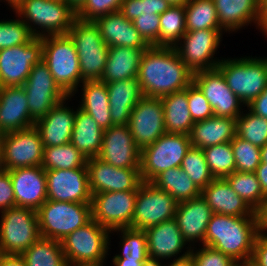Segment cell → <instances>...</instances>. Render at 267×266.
Instances as JSON below:
<instances>
[{"instance_id":"obj_1","label":"cell","mask_w":267,"mask_h":266,"mask_svg":"<svg viewBox=\"0 0 267 266\" xmlns=\"http://www.w3.org/2000/svg\"><path fill=\"white\" fill-rule=\"evenodd\" d=\"M193 74L175 47L150 46L142 54L137 78L144 96L161 98L187 88Z\"/></svg>"},{"instance_id":"obj_2","label":"cell","mask_w":267,"mask_h":266,"mask_svg":"<svg viewBox=\"0 0 267 266\" xmlns=\"http://www.w3.org/2000/svg\"><path fill=\"white\" fill-rule=\"evenodd\" d=\"M260 232L259 217H237L213 213L204 245L231 256L240 265L250 262Z\"/></svg>"},{"instance_id":"obj_3","label":"cell","mask_w":267,"mask_h":266,"mask_svg":"<svg viewBox=\"0 0 267 266\" xmlns=\"http://www.w3.org/2000/svg\"><path fill=\"white\" fill-rule=\"evenodd\" d=\"M12 11L38 38L65 35L76 19V11L65 0H22Z\"/></svg>"},{"instance_id":"obj_4","label":"cell","mask_w":267,"mask_h":266,"mask_svg":"<svg viewBox=\"0 0 267 266\" xmlns=\"http://www.w3.org/2000/svg\"><path fill=\"white\" fill-rule=\"evenodd\" d=\"M42 60L47 65L55 82L68 95L78 92L81 78L79 57L73 40L68 34L41 37Z\"/></svg>"},{"instance_id":"obj_5","label":"cell","mask_w":267,"mask_h":266,"mask_svg":"<svg viewBox=\"0 0 267 266\" xmlns=\"http://www.w3.org/2000/svg\"><path fill=\"white\" fill-rule=\"evenodd\" d=\"M110 231L91 220L77 228L62 241V250L69 266H104L109 245Z\"/></svg>"},{"instance_id":"obj_6","label":"cell","mask_w":267,"mask_h":266,"mask_svg":"<svg viewBox=\"0 0 267 266\" xmlns=\"http://www.w3.org/2000/svg\"><path fill=\"white\" fill-rule=\"evenodd\" d=\"M217 69L245 106L267 87V57L222 58Z\"/></svg>"},{"instance_id":"obj_7","label":"cell","mask_w":267,"mask_h":266,"mask_svg":"<svg viewBox=\"0 0 267 266\" xmlns=\"http://www.w3.org/2000/svg\"><path fill=\"white\" fill-rule=\"evenodd\" d=\"M36 212L41 237L58 241L92 220L91 203L46 200Z\"/></svg>"},{"instance_id":"obj_8","label":"cell","mask_w":267,"mask_h":266,"mask_svg":"<svg viewBox=\"0 0 267 266\" xmlns=\"http://www.w3.org/2000/svg\"><path fill=\"white\" fill-rule=\"evenodd\" d=\"M75 44L79 57L81 78L100 80L107 63L109 47L101 37L94 21L75 19L67 33Z\"/></svg>"},{"instance_id":"obj_9","label":"cell","mask_w":267,"mask_h":266,"mask_svg":"<svg viewBox=\"0 0 267 266\" xmlns=\"http://www.w3.org/2000/svg\"><path fill=\"white\" fill-rule=\"evenodd\" d=\"M0 214L1 254L21 255L41 237L34 209L13 207Z\"/></svg>"},{"instance_id":"obj_10","label":"cell","mask_w":267,"mask_h":266,"mask_svg":"<svg viewBox=\"0 0 267 266\" xmlns=\"http://www.w3.org/2000/svg\"><path fill=\"white\" fill-rule=\"evenodd\" d=\"M191 147L189 135L165 133L140 151V173L145 182H151L162 171L180 167Z\"/></svg>"},{"instance_id":"obj_11","label":"cell","mask_w":267,"mask_h":266,"mask_svg":"<svg viewBox=\"0 0 267 266\" xmlns=\"http://www.w3.org/2000/svg\"><path fill=\"white\" fill-rule=\"evenodd\" d=\"M177 206L178 202L169 193L143 181L137 190L131 228L145 230L174 219Z\"/></svg>"},{"instance_id":"obj_12","label":"cell","mask_w":267,"mask_h":266,"mask_svg":"<svg viewBox=\"0 0 267 266\" xmlns=\"http://www.w3.org/2000/svg\"><path fill=\"white\" fill-rule=\"evenodd\" d=\"M223 32L226 31L203 29L186 32L175 49L193 73L216 69L222 59H216L214 55L222 42Z\"/></svg>"},{"instance_id":"obj_13","label":"cell","mask_w":267,"mask_h":266,"mask_svg":"<svg viewBox=\"0 0 267 266\" xmlns=\"http://www.w3.org/2000/svg\"><path fill=\"white\" fill-rule=\"evenodd\" d=\"M4 169L41 166L44 146L35 126L1 135Z\"/></svg>"},{"instance_id":"obj_14","label":"cell","mask_w":267,"mask_h":266,"mask_svg":"<svg viewBox=\"0 0 267 266\" xmlns=\"http://www.w3.org/2000/svg\"><path fill=\"white\" fill-rule=\"evenodd\" d=\"M137 191L92 194V220L109 231L131 228Z\"/></svg>"},{"instance_id":"obj_15","label":"cell","mask_w":267,"mask_h":266,"mask_svg":"<svg viewBox=\"0 0 267 266\" xmlns=\"http://www.w3.org/2000/svg\"><path fill=\"white\" fill-rule=\"evenodd\" d=\"M23 88L34 121L45 116L56 104L68 97L55 82L43 60L32 67Z\"/></svg>"},{"instance_id":"obj_16","label":"cell","mask_w":267,"mask_h":266,"mask_svg":"<svg viewBox=\"0 0 267 266\" xmlns=\"http://www.w3.org/2000/svg\"><path fill=\"white\" fill-rule=\"evenodd\" d=\"M42 38L0 50V87L23 86L32 67L42 60Z\"/></svg>"},{"instance_id":"obj_17","label":"cell","mask_w":267,"mask_h":266,"mask_svg":"<svg viewBox=\"0 0 267 266\" xmlns=\"http://www.w3.org/2000/svg\"><path fill=\"white\" fill-rule=\"evenodd\" d=\"M141 151L166 133L161 98L143 96L131 112L127 124Z\"/></svg>"},{"instance_id":"obj_18","label":"cell","mask_w":267,"mask_h":266,"mask_svg":"<svg viewBox=\"0 0 267 266\" xmlns=\"http://www.w3.org/2000/svg\"><path fill=\"white\" fill-rule=\"evenodd\" d=\"M193 83L204 94L216 117L237 119L246 107L228 87L222 73L216 68L193 74Z\"/></svg>"},{"instance_id":"obj_19","label":"cell","mask_w":267,"mask_h":266,"mask_svg":"<svg viewBox=\"0 0 267 266\" xmlns=\"http://www.w3.org/2000/svg\"><path fill=\"white\" fill-rule=\"evenodd\" d=\"M86 166L91 194L137 191L143 182L140 169L114 167L98 157L89 158Z\"/></svg>"},{"instance_id":"obj_20","label":"cell","mask_w":267,"mask_h":266,"mask_svg":"<svg viewBox=\"0 0 267 266\" xmlns=\"http://www.w3.org/2000/svg\"><path fill=\"white\" fill-rule=\"evenodd\" d=\"M47 200L91 203L87 167L45 170Z\"/></svg>"},{"instance_id":"obj_21","label":"cell","mask_w":267,"mask_h":266,"mask_svg":"<svg viewBox=\"0 0 267 266\" xmlns=\"http://www.w3.org/2000/svg\"><path fill=\"white\" fill-rule=\"evenodd\" d=\"M98 158L114 167L140 169V150L127 125H112L104 130Z\"/></svg>"},{"instance_id":"obj_22","label":"cell","mask_w":267,"mask_h":266,"mask_svg":"<svg viewBox=\"0 0 267 266\" xmlns=\"http://www.w3.org/2000/svg\"><path fill=\"white\" fill-rule=\"evenodd\" d=\"M144 231L147 236L149 260H172L191 253L192 247L183 238L175 219L148 227ZM184 249L187 250L184 252Z\"/></svg>"},{"instance_id":"obj_23","label":"cell","mask_w":267,"mask_h":266,"mask_svg":"<svg viewBox=\"0 0 267 266\" xmlns=\"http://www.w3.org/2000/svg\"><path fill=\"white\" fill-rule=\"evenodd\" d=\"M15 195V207L37 211L47 200L46 172L41 166L8 171Z\"/></svg>"},{"instance_id":"obj_24","label":"cell","mask_w":267,"mask_h":266,"mask_svg":"<svg viewBox=\"0 0 267 266\" xmlns=\"http://www.w3.org/2000/svg\"><path fill=\"white\" fill-rule=\"evenodd\" d=\"M71 97L60 101L45 116L35 121L34 126L40 133L44 147L61 146L70 142L76 115L73 108L67 107L66 101H71Z\"/></svg>"},{"instance_id":"obj_25","label":"cell","mask_w":267,"mask_h":266,"mask_svg":"<svg viewBox=\"0 0 267 266\" xmlns=\"http://www.w3.org/2000/svg\"><path fill=\"white\" fill-rule=\"evenodd\" d=\"M34 124L23 86L0 87V135Z\"/></svg>"},{"instance_id":"obj_26","label":"cell","mask_w":267,"mask_h":266,"mask_svg":"<svg viewBox=\"0 0 267 266\" xmlns=\"http://www.w3.org/2000/svg\"><path fill=\"white\" fill-rule=\"evenodd\" d=\"M212 215V209L202 196L178 203L174 219L183 238L191 247L196 246L198 241L201 243L199 245H204L207 225Z\"/></svg>"},{"instance_id":"obj_27","label":"cell","mask_w":267,"mask_h":266,"mask_svg":"<svg viewBox=\"0 0 267 266\" xmlns=\"http://www.w3.org/2000/svg\"><path fill=\"white\" fill-rule=\"evenodd\" d=\"M201 196L213 213L237 217H259V214L237 195L225 178H214L201 190Z\"/></svg>"},{"instance_id":"obj_28","label":"cell","mask_w":267,"mask_h":266,"mask_svg":"<svg viewBox=\"0 0 267 266\" xmlns=\"http://www.w3.org/2000/svg\"><path fill=\"white\" fill-rule=\"evenodd\" d=\"M94 22L108 47H150L135 29L133 22L129 21L119 11L103 15Z\"/></svg>"},{"instance_id":"obj_29","label":"cell","mask_w":267,"mask_h":266,"mask_svg":"<svg viewBox=\"0 0 267 266\" xmlns=\"http://www.w3.org/2000/svg\"><path fill=\"white\" fill-rule=\"evenodd\" d=\"M213 3L219 24L227 33L252 23L258 29L260 0H213Z\"/></svg>"},{"instance_id":"obj_30","label":"cell","mask_w":267,"mask_h":266,"mask_svg":"<svg viewBox=\"0 0 267 266\" xmlns=\"http://www.w3.org/2000/svg\"><path fill=\"white\" fill-rule=\"evenodd\" d=\"M112 125H127L131 112L144 96L138 78L106 83Z\"/></svg>"},{"instance_id":"obj_31","label":"cell","mask_w":267,"mask_h":266,"mask_svg":"<svg viewBox=\"0 0 267 266\" xmlns=\"http://www.w3.org/2000/svg\"><path fill=\"white\" fill-rule=\"evenodd\" d=\"M236 136V119L210 117L195 122L189 133L191 146L200 149L231 142Z\"/></svg>"},{"instance_id":"obj_32","label":"cell","mask_w":267,"mask_h":266,"mask_svg":"<svg viewBox=\"0 0 267 266\" xmlns=\"http://www.w3.org/2000/svg\"><path fill=\"white\" fill-rule=\"evenodd\" d=\"M148 48L109 47L107 63L101 81L110 83L137 78L142 54Z\"/></svg>"},{"instance_id":"obj_33","label":"cell","mask_w":267,"mask_h":266,"mask_svg":"<svg viewBox=\"0 0 267 266\" xmlns=\"http://www.w3.org/2000/svg\"><path fill=\"white\" fill-rule=\"evenodd\" d=\"M79 87H82V94L78 107L91 115L103 130L109 129L112 122L106 83L101 80H84Z\"/></svg>"},{"instance_id":"obj_34","label":"cell","mask_w":267,"mask_h":266,"mask_svg":"<svg viewBox=\"0 0 267 266\" xmlns=\"http://www.w3.org/2000/svg\"><path fill=\"white\" fill-rule=\"evenodd\" d=\"M103 133L104 130L91 115L79 107L76 108L70 143L87 159L98 157L102 147Z\"/></svg>"},{"instance_id":"obj_35","label":"cell","mask_w":267,"mask_h":266,"mask_svg":"<svg viewBox=\"0 0 267 266\" xmlns=\"http://www.w3.org/2000/svg\"><path fill=\"white\" fill-rule=\"evenodd\" d=\"M166 133L189 135L194 121L187 100V88L161 97Z\"/></svg>"},{"instance_id":"obj_36","label":"cell","mask_w":267,"mask_h":266,"mask_svg":"<svg viewBox=\"0 0 267 266\" xmlns=\"http://www.w3.org/2000/svg\"><path fill=\"white\" fill-rule=\"evenodd\" d=\"M151 183L169 193L178 203L201 196V190L181 167L162 171Z\"/></svg>"},{"instance_id":"obj_37","label":"cell","mask_w":267,"mask_h":266,"mask_svg":"<svg viewBox=\"0 0 267 266\" xmlns=\"http://www.w3.org/2000/svg\"><path fill=\"white\" fill-rule=\"evenodd\" d=\"M21 256L26 266H69L61 241L40 237Z\"/></svg>"},{"instance_id":"obj_38","label":"cell","mask_w":267,"mask_h":266,"mask_svg":"<svg viewBox=\"0 0 267 266\" xmlns=\"http://www.w3.org/2000/svg\"><path fill=\"white\" fill-rule=\"evenodd\" d=\"M228 184L255 212L259 213L266 202V197L256 173L234 171L226 176Z\"/></svg>"},{"instance_id":"obj_39","label":"cell","mask_w":267,"mask_h":266,"mask_svg":"<svg viewBox=\"0 0 267 266\" xmlns=\"http://www.w3.org/2000/svg\"><path fill=\"white\" fill-rule=\"evenodd\" d=\"M185 5L169 7L160 15L158 47H175L186 33Z\"/></svg>"},{"instance_id":"obj_40","label":"cell","mask_w":267,"mask_h":266,"mask_svg":"<svg viewBox=\"0 0 267 266\" xmlns=\"http://www.w3.org/2000/svg\"><path fill=\"white\" fill-rule=\"evenodd\" d=\"M87 160L88 159L69 142L61 146L44 147L41 167L44 170H68L87 167Z\"/></svg>"},{"instance_id":"obj_41","label":"cell","mask_w":267,"mask_h":266,"mask_svg":"<svg viewBox=\"0 0 267 266\" xmlns=\"http://www.w3.org/2000/svg\"><path fill=\"white\" fill-rule=\"evenodd\" d=\"M185 14L186 32L224 30L219 24L213 0H189L185 5Z\"/></svg>"},{"instance_id":"obj_42","label":"cell","mask_w":267,"mask_h":266,"mask_svg":"<svg viewBox=\"0 0 267 266\" xmlns=\"http://www.w3.org/2000/svg\"><path fill=\"white\" fill-rule=\"evenodd\" d=\"M119 232L121 235L120 246L122 252L115 254L113 259H128L136 261H148V246H147V236L144 230H137L133 228H120L110 231Z\"/></svg>"},{"instance_id":"obj_43","label":"cell","mask_w":267,"mask_h":266,"mask_svg":"<svg viewBox=\"0 0 267 266\" xmlns=\"http://www.w3.org/2000/svg\"><path fill=\"white\" fill-rule=\"evenodd\" d=\"M236 136L259 148L265 146L267 144V119L253 114L248 109L244 110L236 119Z\"/></svg>"},{"instance_id":"obj_44","label":"cell","mask_w":267,"mask_h":266,"mask_svg":"<svg viewBox=\"0 0 267 266\" xmlns=\"http://www.w3.org/2000/svg\"><path fill=\"white\" fill-rule=\"evenodd\" d=\"M202 150L214 178H225L236 171L231 142L209 146Z\"/></svg>"},{"instance_id":"obj_45","label":"cell","mask_w":267,"mask_h":266,"mask_svg":"<svg viewBox=\"0 0 267 266\" xmlns=\"http://www.w3.org/2000/svg\"><path fill=\"white\" fill-rule=\"evenodd\" d=\"M180 167L200 190L204 189L214 179L208 168L203 150L200 148L191 146L186 152Z\"/></svg>"},{"instance_id":"obj_46","label":"cell","mask_w":267,"mask_h":266,"mask_svg":"<svg viewBox=\"0 0 267 266\" xmlns=\"http://www.w3.org/2000/svg\"><path fill=\"white\" fill-rule=\"evenodd\" d=\"M236 171L254 173L261 163V148L235 136L231 141Z\"/></svg>"},{"instance_id":"obj_47","label":"cell","mask_w":267,"mask_h":266,"mask_svg":"<svg viewBox=\"0 0 267 266\" xmlns=\"http://www.w3.org/2000/svg\"><path fill=\"white\" fill-rule=\"evenodd\" d=\"M16 19L0 20V50L28 43L34 35L16 14Z\"/></svg>"},{"instance_id":"obj_48","label":"cell","mask_w":267,"mask_h":266,"mask_svg":"<svg viewBox=\"0 0 267 266\" xmlns=\"http://www.w3.org/2000/svg\"><path fill=\"white\" fill-rule=\"evenodd\" d=\"M171 7L167 0H124L119 12L129 21H133L140 15H161Z\"/></svg>"},{"instance_id":"obj_49","label":"cell","mask_w":267,"mask_h":266,"mask_svg":"<svg viewBox=\"0 0 267 266\" xmlns=\"http://www.w3.org/2000/svg\"><path fill=\"white\" fill-rule=\"evenodd\" d=\"M124 0H85L76 11V18L82 21H95L97 18L117 12Z\"/></svg>"},{"instance_id":"obj_50","label":"cell","mask_w":267,"mask_h":266,"mask_svg":"<svg viewBox=\"0 0 267 266\" xmlns=\"http://www.w3.org/2000/svg\"><path fill=\"white\" fill-rule=\"evenodd\" d=\"M195 266H239L231 256L222 253L212 247L202 245L197 250L196 247L191 248V253Z\"/></svg>"},{"instance_id":"obj_51","label":"cell","mask_w":267,"mask_h":266,"mask_svg":"<svg viewBox=\"0 0 267 266\" xmlns=\"http://www.w3.org/2000/svg\"><path fill=\"white\" fill-rule=\"evenodd\" d=\"M187 100L194 123L214 116L210 103L193 82L187 87Z\"/></svg>"},{"instance_id":"obj_52","label":"cell","mask_w":267,"mask_h":266,"mask_svg":"<svg viewBox=\"0 0 267 266\" xmlns=\"http://www.w3.org/2000/svg\"><path fill=\"white\" fill-rule=\"evenodd\" d=\"M135 29L149 46L158 47L160 15H140L133 21Z\"/></svg>"},{"instance_id":"obj_53","label":"cell","mask_w":267,"mask_h":266,"mask_svg":"<svg viewBox=\"0 0 267 266\" xmlns=\"http://www.w3.org/2000/svg\"><path fill=\"white\" fill-rule=\"evenodd\" d=\"M15 207V195L10 173L0 171V212Z\"/></svg>"},{"instance_id":"obj_54","label":"cell","mask_w":267,"mask_h":266,"mask_svg":"<svg viewBox=\"0 0 267 266\" xmlns=\"http://www.w3.org/2000/svg\"><path fill=\"white\" fill-rule=\"evenodd\" d=\"M253 266H267V233L260 231L255 239L250 260Z\"/></svg>"},{"instance_id":"obj_55","label":"cell","mask_w":267,"mask_h":266,"mask_svg":"<svg viewBox=\"0 0 267 266\" xmlns=\"http://www.w3.org/2000/svg\"><path fill=\"white\" fill-rule=\"evenodd\" d=\"M246 107L253 114L267 119V87L259 96L253 99Z\"/></svg>"},{"instance_id":"obj_56","label":"cell","mask_w":267,"mask_h":266,"mask_svg":"<svg viewBox=\"0 0 267 266\" xmlns=\"http://www.w3.org/2000/svg\"><path fill=\"white\" fill-rule=\"evenodd\" d=\"M0 266H26L21 255L0 254Z\"/></svg>"},{"instance_id":"obj_57","label":"cell","mask_w":267,"mask_h":266,"mask_svg":"<svg viewBox=\"0 0 267 266\" xmlns=\"http://www.w3.org/2000/svg\"><path fill=\"white\" fill-rule=\"evenodd\" d=\"M256 175L260 182L263 195L267 198V163H260L256 169Z\"/></svg>"},{"instance_id":"obj_58","label":"cell","mask_w":267,"mask_h":266,"mask_svg":"<svg viewBox=\"0 0 267 266\" xmlns=\"http://www.w3.org/2000/svg\"><path fill=\"white\" fill-rule=\"evenodd\" d=\"M258 30L263 34L267 31V0H260Z\"/></svg>"},{"instance_id":"obj_59","label":"cell","mask_w":267,"mask_h":266,"mask_svg":"<svg viewBox=\"0 0 267 266\" xmlns=\"http://www.w3.org/2000/svg\"><path fill=\"white\" fill-rule=\"evenodd\" d=\"M164 266H195V264L192 255L188 254L184 257L173 259L172 262Z\"/></svg>"},{"instance_id":"obj_60","label":"cell","mask_w":267,"mask_h":266,"mask_svg":"<svg viewBox=\"0 0 267 266\" xmlns=\"http://www.w3.org/2000/svg\"><path fill=\"white\" fill-rule=\"evenodd\" d=\"M114 266H143L147 261H136L128 259H112Z\"/></svg>"},{"instance_id":"obj_61","label":"cell","mask_w":267,"mask_h":266,"mask_svg":"<svg viewBox=\"0 0 267 266\" xmlns=\"http://www.w3.org/2000/svg\"><path fill=\"white\" fill-rule=\"evenodd\" d=\"M258 214L260 218V231L267 233V198L263 209Z\"/></svg>"},{"instance_id":"obj_62","label":"cell","mask_w":267,"mask_h":266,"mask_svg":"<svg viewBox=\"0 0 267 266\" xmlns=\"http://www.w3.org/2000/svg\"><path fill=\"white\" fill-rule=\"evenodd\" d=\"M65 2L68 3L75 11H77L85 2V0H65Z\"/></svg>"},{"instance_id":"obj_63","label":"cell","mask_w":267,"mask_h":266,"mask_svg":"<svg viewBox=\"0 0 267 266\" xmlns=\"http://www.w3.org/2000/svg\"><path fill=\"white\" fill-rule=\"evenodd\" d=\"M261 162L267 163V144L261 147Z\"/></svg>"},{"instance_id":"obj_64","label":"cell","mask_w":267,"mask_h":266,"mask_svg":"<svg viewBox=\"0 0 267 266\" xmlns=\"http://www.w3.org/2000/svg\"><path fill=\"white\" fill-rule=\"evenodd\" d=\"M171 6L175 5H186L189 0H167Z\"/></svg>"},{"instance_id":"obj_65","label":"cell","mask_w":267,"mask_h":266,"mask_svg":"<svg viewBox=\"0 0 267 266\" xmlns=\"http://www.w3.org/2000/svg\"><path fill=\"white\" fill-rule=\"evenodd\" d=\"M143 266H164V264H162L161 261L148 260Z\"/></svg>"},{"instance_id":"obj_66","label":"cell","mask_w":267,"mask_h":266,"mask_svg":"<svg viewBox=\"0 0 267 266\" xmlns=\"http://www.w3.org/2000/svg\"><path fill=\"white\" fill-rule=\"evenodd\" d=\"M4 170V163H3V148H2V141L0 135V171Z\"/></svg>"},{"instance_id":"obj_67","label":"cell","mask_w":267,"mask_h":266,"mask_svg":"<svg viewBox=\"0 0 267 266\" xmlns=\"http://www.w3.org/2000/svg\"><path fill=\"white\" fill-rule=\"evenodd\" d=\"M2 1V0H0ZM8 2L7 4L11 7V9H13L14 7H16L22 0H4L3 2Z\"/></svg>"},{"instance_id":"obj_68","label":"cell","mask_w":267,"mask_h":266,"mask_svg":"<svg viewBox=\"0 0 267 266\" xmlns=\"http://www.w3.org/2000/svg\"><path fill=\"white\" fill-rule=\"evenodd\" d=\"M243 266H253L250 262L243 264Z\"/></svg>"}]
</instances>
